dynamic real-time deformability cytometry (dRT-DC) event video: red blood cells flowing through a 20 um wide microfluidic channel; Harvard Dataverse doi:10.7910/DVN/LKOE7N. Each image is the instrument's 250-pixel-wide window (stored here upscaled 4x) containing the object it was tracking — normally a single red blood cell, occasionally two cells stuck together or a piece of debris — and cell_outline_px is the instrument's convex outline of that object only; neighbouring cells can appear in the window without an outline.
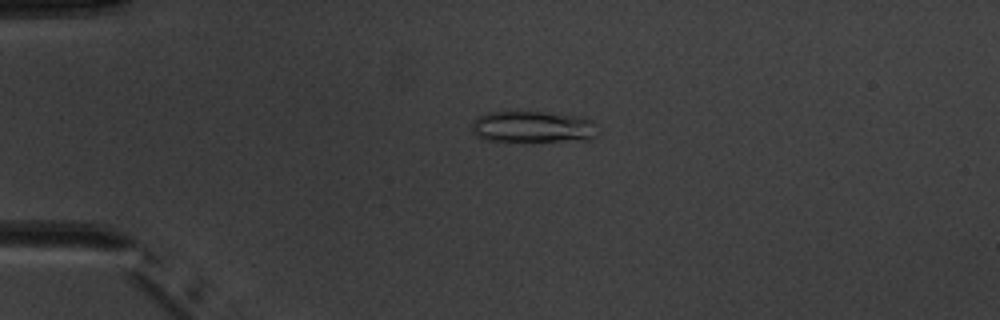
{"species": "common noctule bat (a hibernating species)", "species_latin": "Nyctalus noctula", "temperature_condition": "warm", "stored_images_in_passage": 5, "camera_frame_rate_fps": 3000, "um_per_image_px": 0.085, "animal": {"sex": "male", "body_mass_g": 20.1, "forearm_length_mm": 53.5}, "frame": {"image": 1, "passage_image": 4, "time_ms": 3.667, "image_size_px": [1000, 320], "cell_outline_px": [[596, 136], [588, 140], [524, 144], [488, 140], [476, 136], [472, 132], [472, 124], [476, 116], [488, 112], [508, 108], [580, 116], [592, 120], [596, 124]], "centroid_in_image_um": [45.24, 10.79], "position_along_channel_um": 39.8, "area_um2": 25.14}}